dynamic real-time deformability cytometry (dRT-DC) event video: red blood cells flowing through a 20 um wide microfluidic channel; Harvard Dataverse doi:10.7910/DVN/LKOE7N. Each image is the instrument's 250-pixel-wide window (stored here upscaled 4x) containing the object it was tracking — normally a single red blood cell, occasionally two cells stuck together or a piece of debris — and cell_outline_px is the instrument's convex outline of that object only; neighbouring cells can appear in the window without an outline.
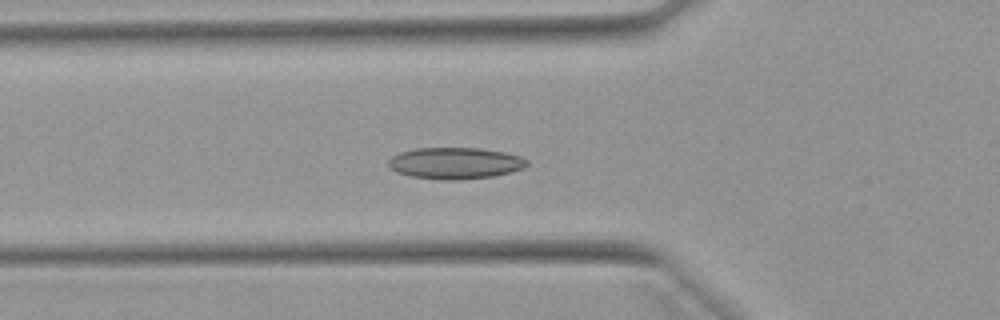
{"species": "Egyptian fruit bat (a non-hibernating species)", "species_latin": "Rousettus aegyptiacus", "temperature_condition": "warm", "stored_images_in_passage": 53, "camera_frame_rate_fps": 3000, "um_per_image_px": 0.085, "animal": {"sex": "female"}, "frame": {"image": 1, "passage_image": 19, "time_ms": 6.0, "image_size_px": [1000, 320], "cell_outline_px": [[528, 164], [524, 168], [512, 172], [492, 176], [456, 180], [444, 180], [412, 176], [396, 172], [388, 168], [388, 160], [392, 156], [400, 152], [416, 148], [480, 148], [504, 152], [520, 156], [528, 160]], "centroid_in_image_um": [38.68, 13.86], "position_along_channel_um": 87.1, "area_um2": 25.49}}
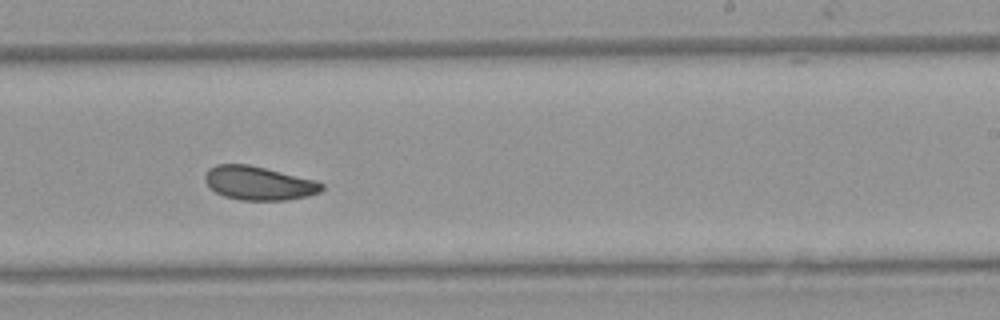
{"frame": {"image": 2, "passage_image": 33, "time_ms": 10.667, "image_size_px": [1000, 320], "cell_outline_px": [[324, 188], [320, 192], [308, 196], [288, 200], [240, 200], [224, 196], [208, 188], [204, 180], [204, 176], [208, 168], [216, 164], [248, 164], [316, 180], [324, 184]], "centroid_in_image_um": [21.97, 15.57], "position_along_channel_um": 267.0, "area_um2": 23.18}}
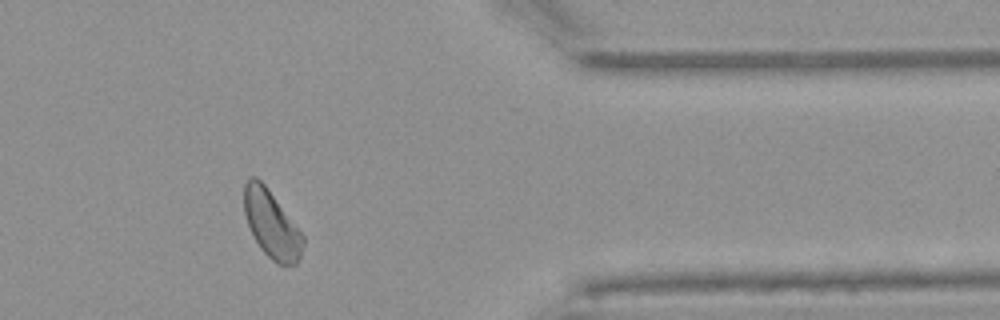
{"frame": {"image": 3, "passage_image": 44, "time_ms": 14.333, "image_size_px": [1000, 320], "cell_outline_px": [[304, 244], [300, 256], [296, 264], [276, 264], [260, 248], [248, 224], [244, 212], [244, 184], [248, 176], [256, 176], [268, 188], [304, 236]], "centroid_in_image_um": [23.07, 19.03], "position_along_channel_um": 388.3, "area_um2": 22.95}, "authors_computed_cell_mechanics": {"area_um2": 23.7558, "velocity_mm_per_s": 3.8682, "shape_relaxation_time_tau1_ms": 4.45, "shape_relaxation_time_tau2_ms": 3.1337, "deformation_change_tau1": 0.1003, "deformation_change_tau2": 0.0875}}